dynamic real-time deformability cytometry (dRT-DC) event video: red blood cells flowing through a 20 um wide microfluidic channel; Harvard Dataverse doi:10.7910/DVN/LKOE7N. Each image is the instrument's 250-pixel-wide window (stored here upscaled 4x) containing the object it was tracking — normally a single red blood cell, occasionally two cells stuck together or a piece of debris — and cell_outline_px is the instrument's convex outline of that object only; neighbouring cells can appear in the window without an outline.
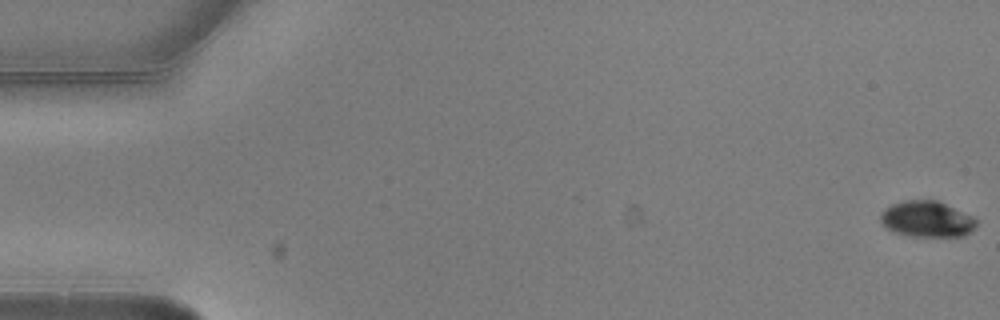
{"species": "common noctule bat (a hibernating species)", "species_latin": "Nyctalus noctula", "temperature_condition": "warm", "stored_images_in_passage": 6, "camera_frame_rate_fps": 3000, "um_per_image_px": 0.085, "animal": {"sex": "male", "body_mass_g": 20.5, "forearm_length_mm": 52.5}, "frame": {"image": 1, "passage_image": 1, "time_ms": 0.0, "image_size_px": [1000, 320], "cell_outline_px": [[976, 224], [964, 236], [912, 236], [896, 232], [888, 228], [880, 220], [880, 212], [884, 208], [892, 204], [904, 200], [940, 200], [972, 216], [976, 220]], "centroid_in_image_um": [78.77, 18.6], "position_along_channel_um": 6.2, "area_um2": 20.0}}
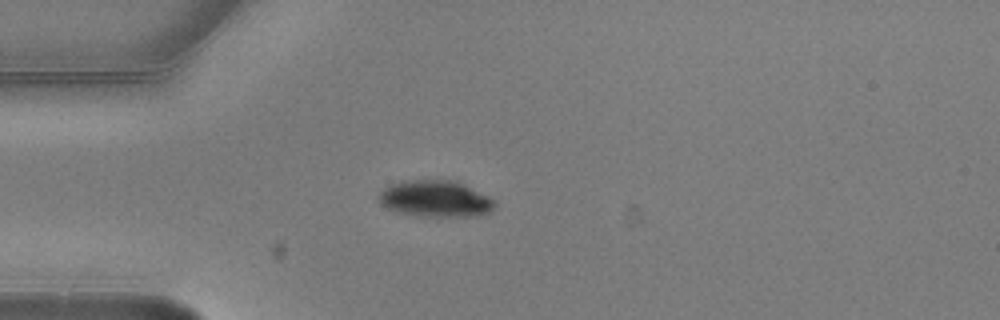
{"frame": {"image": 2, "passage_image": 3, "time_ms": 0.667, "image_size_px": [1000, 320], "cell_outline_px": [[496, 208], [488, 212], [476, 216], [416, 216], [396, 212], [380, 204], [376, 200], [376, 196], [384, 188], [392, 184], [404, 180], [456, 180], [496, 200]], "centroid_in_image_um": [36.99, 16.89], "position_along_channel_um": 48.0, "area_um2": 24.97}}
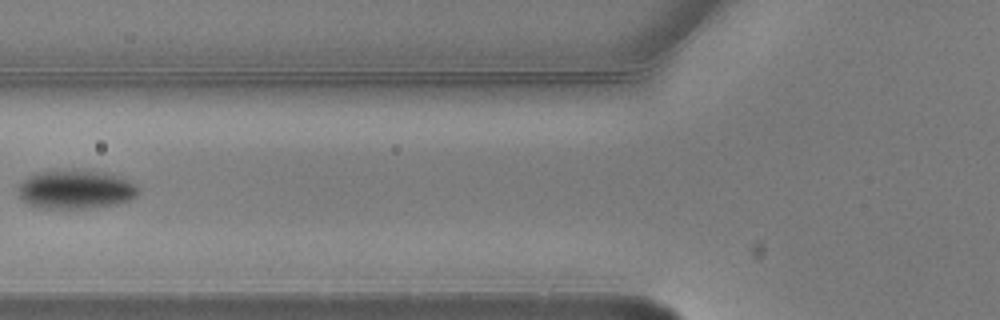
{"frame": {"image": 3, "passage_image": 5, "time_ms": 1.333, "image_size_px": [1000, 320], "cell_outline_px": [[136, 196], [128, 200], [116, 204], [88, 208], [44, 208], [28, 204], [20, 196], [20, 184], [28, 176], [40, 172], [72, 168], [76, 168], [108, 172], [120, 176], [136, 184]], "centroid_in_image_um": [6.46, 16.06], "position_along_channel_um": 119.3, "area_um2": 27.28}}